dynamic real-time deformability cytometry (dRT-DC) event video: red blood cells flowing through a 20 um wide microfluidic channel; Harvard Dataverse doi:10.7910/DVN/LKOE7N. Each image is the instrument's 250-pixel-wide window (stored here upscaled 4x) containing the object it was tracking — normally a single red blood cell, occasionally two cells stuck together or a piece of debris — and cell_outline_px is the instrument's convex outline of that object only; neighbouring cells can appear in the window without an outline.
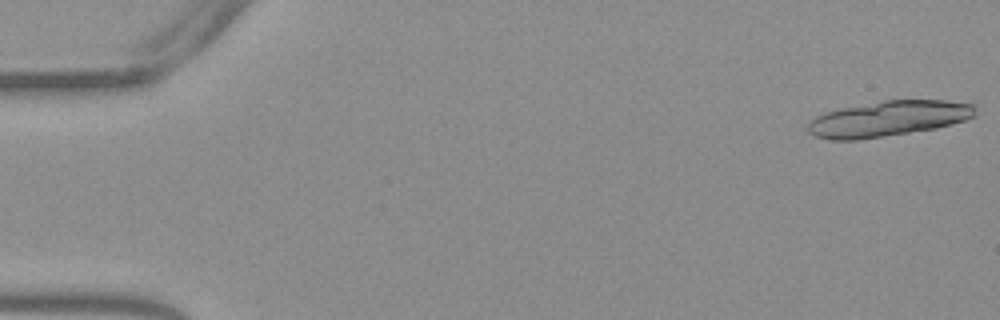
{"species": "Egyptian fruit bat (a non-hibernating species)", "species_latin": "Rousettus aegyptiacus", "temperature_condition": "warm", "stored_images_in_passage": 19, "camera_frame_rate_fps": 3000, "um_per_image_px": 0.085, "frame": {"image": 1, "passage_image": 1, "time_ms": 0.0, "image_size_px": [1000, 320], "cell_outline_px": [[976, 116], [952, 124], [936, 128], [860, 140], [828, 140], [816, 136], [808, 132], [808, 120], [824, 112], [840, 108], [884, 100], [944, 100], [976, 104]], "centroid_in_image_um": [75.5, 10.09], "position_along_channel_um": 9.5, "area_um2": 34.91}}